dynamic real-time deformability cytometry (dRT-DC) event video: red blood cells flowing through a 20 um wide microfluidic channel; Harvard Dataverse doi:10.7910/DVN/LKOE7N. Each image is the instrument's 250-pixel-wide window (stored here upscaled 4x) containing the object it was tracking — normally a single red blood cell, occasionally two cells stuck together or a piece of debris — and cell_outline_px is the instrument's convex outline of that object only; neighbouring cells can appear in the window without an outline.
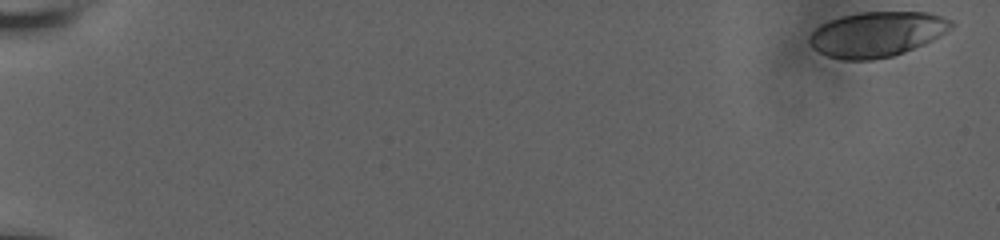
{"species": "human", "species_latin": "Homo sapiens", "temperature_condition": "room temperature", "stored_images_in_passage": 65, "camera_frame_rate_fps": 3000, "um_per_image_px": 0.085, "donor": {"sex": "male"}, "frame": {"image": 1, "passage_image": 1, "time_ms": 0.0, "image_size_px": [1000, 240], "cell_outline_px": [[956, 24], [952, 28], [940, 36], [924, 44], [904, 52], [892, 56], [872, 60], [844, 60], [828, 56], [812, 48], [808, 40], [808, 36], [820, 24], [844, 16], [860, 12], [928, 12], [952, 20]], "centroid_in_image_um": [74.55, 2.91], "position_along_channel_um": 10.5, "area_um2": 37.28}}
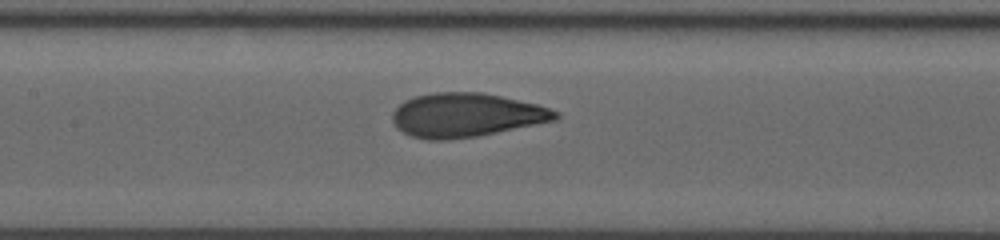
{"frame": {"image": 2, "passage_image": 41, "time_ms": 9.667, "image_size_px": [1000, 240], "cell_outline_px": [[560, 116], [556, 120], [476, 136], [448, 140], [428, 140], [412, 136], [396, 128], [392, 120], [392, 112], [404, 100], [416, 96], [436, 92], [484, 92], [536, 104], [560, 112]], "centroid_in_image_um": [39.6, 9.78], "position_along_channel_um": 167.8, "area_um2": 41.62}}
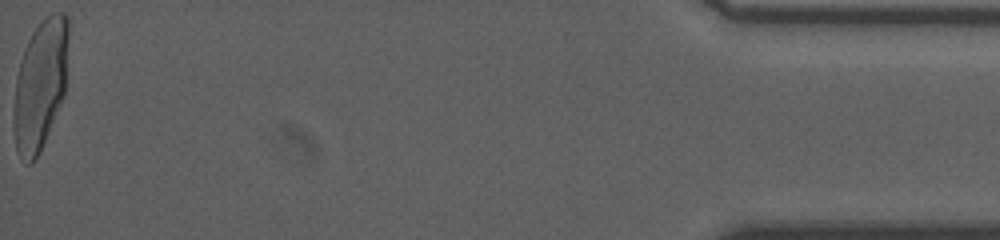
{"frame": {"image": 3, "passage_image": 65, "time_ms": 19.0, "image_size_px": [1000, 240], "cell_outline_px": [[68, 40], [64, 96], [40, 152], [36, 160], [32, 164], [28, 164], [16, 152], [12, 128], [12, 116], [16, 76], [20, 60], [24, 48], [32, 32], [52, 12], [64, 12], [68, 16]], "centroid_in_image_um": [3.39, 7.25], "position_along_channel_um": 431.8, "area_um2": 41.91}, "authors_computed_cell_mechanics": {"area_um2": 39.593, "velocity_mm_per_s": 3.763, "shape_relaxation_time_tau1_ms": 4.9112, "shape_relaxation_time_tau2_ms": null, "deformation_change_tau1": 0.2092, "deformation_change_tau2": null}}